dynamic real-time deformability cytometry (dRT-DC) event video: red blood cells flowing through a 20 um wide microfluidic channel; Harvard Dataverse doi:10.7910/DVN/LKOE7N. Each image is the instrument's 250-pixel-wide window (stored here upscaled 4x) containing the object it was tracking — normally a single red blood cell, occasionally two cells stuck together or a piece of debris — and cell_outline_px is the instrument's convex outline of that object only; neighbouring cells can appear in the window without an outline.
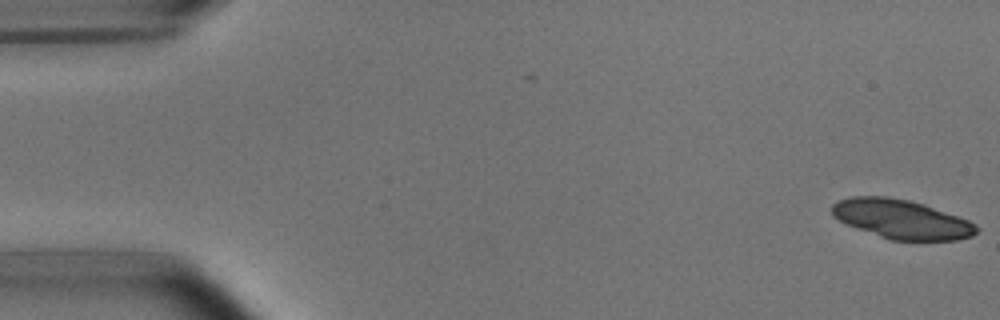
{"species": "common noctule bat (a hibernating species)", "species_latin": "Nyctalus noctula", "temperature_condition": "room temperature", "stored_images_in_passage": 3, "camera_frame_rate_fps": 3000, "um_per_image_px": 0.085, "animal": {"sex": "male", "body_mass_g": 15.6}, "frame": {"image": 1, "passage_image": 3, "time_ms": 0.667, "image_size_px": [1000, 320], "cell_outline_px": [[980, 228], [972, 236], [956, 240], [888, 240], [856, 228], [832, 216], [832, 204], [836, 200], [848, 196], [888, 196], [908, 200], [924, 204], [968, 220], [976, 224]], "centroid_in_image_um": [76.6, 18.62], "position_along_channel_um": 8.4, "area_um2": 33.06}}